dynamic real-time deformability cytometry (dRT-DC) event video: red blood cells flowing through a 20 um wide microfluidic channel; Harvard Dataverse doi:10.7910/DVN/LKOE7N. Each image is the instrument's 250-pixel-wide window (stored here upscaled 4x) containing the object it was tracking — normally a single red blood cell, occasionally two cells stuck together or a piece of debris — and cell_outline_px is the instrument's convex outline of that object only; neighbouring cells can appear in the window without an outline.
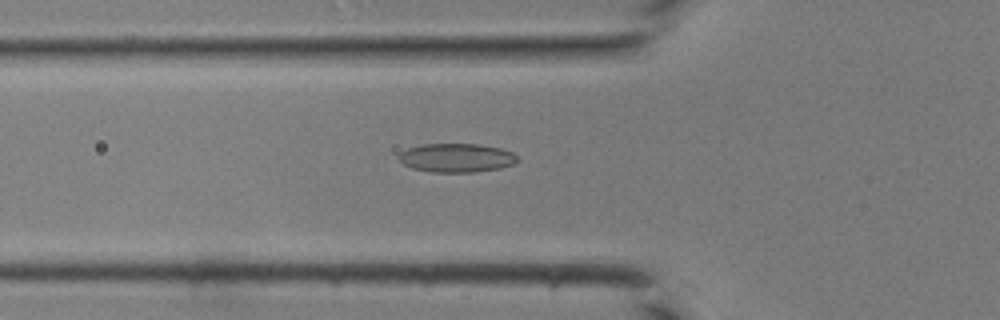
{"species": "common noctule bat (a hibernating species)", "species_latin": "Nyctalus noctula", "temperature_condition": "room temperature", "stored_images_in_passage": 36, "camera_frame_rate_fps": 3000, "um_per_image_px": 0.085, "animal": {"sex": "male", "body_mass_g": 19.0, "forearm_length_mm": 50.8}, "frame": {"image": 1, "passage_image": 11, "time_ms": 3.333, "image_size_px": [1000, 320], "cell_outline_px": [[516, 160], [512, 164], [500, 168], [476, 172], [432, 172], [412, 168], [404, 164], [396, 156], [400, 152], [408, 148], [420, 144], [480, 144], [500, 148], [512, 152], [516, 156]], "centroid_in_image_um": [38.76, 13.41], "position_along_channel_um": 87.0, "area_um2": 19.88}}
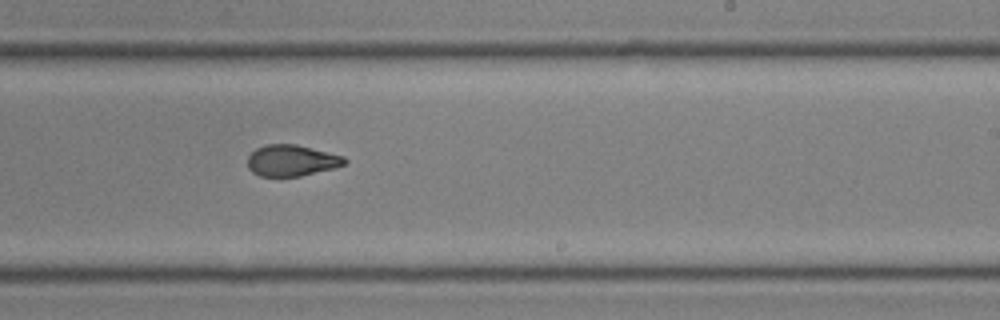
{"frame": {"image": 2, "passage_image": 22, "time_ms": 7.0, "image_size_px": [1000, 320], "cell_outline_px": [[348, 160], [344, 164], [332, 168], [300, 176], [260, 176], [252, 172], [248, 168], [248, 156], [256, 148], [264, 144], [296, 144], [344, 156]], "centroid_in_image_um": [24.76, 13.63], "position_along_channel_um": 264.2, "area_um2": 17.57}}
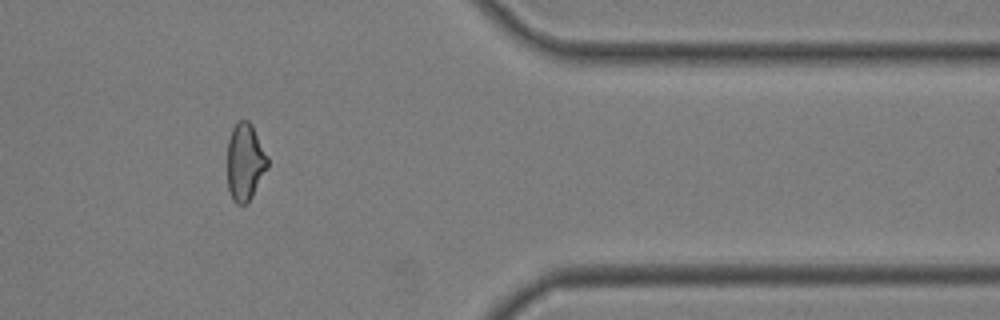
{"frame": {"image": 3, "passage_image": 31, "time_ms": 10.0, "image_size_px": [1000, 320], "cell_outline_px": [[268, 168], [248, 204], [236, 204], [232, 200], [228, 188], [228, 140], [232, 128], [240, 120], [248, 120], [252, 124], [268, 156]], "centroid_in_image_um": [20.84, 13.79], "position_along_channel_um": 390.6, "area_um2": 18.32}}